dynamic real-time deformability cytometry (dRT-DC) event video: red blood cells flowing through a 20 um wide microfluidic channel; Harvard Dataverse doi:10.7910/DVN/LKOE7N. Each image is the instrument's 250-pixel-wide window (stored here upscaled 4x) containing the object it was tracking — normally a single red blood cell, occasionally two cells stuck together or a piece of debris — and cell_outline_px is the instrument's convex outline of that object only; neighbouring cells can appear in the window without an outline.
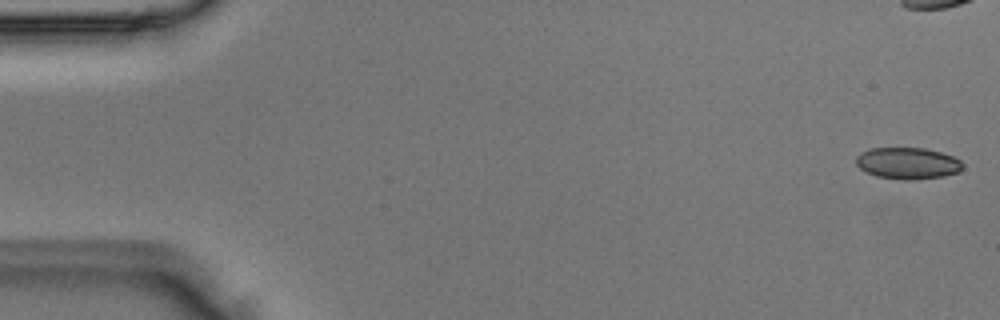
{"species": "Egyptian fruit bat (a non-hibernating species)", "species_latin": "Rousettus aegyptiacus", "temperature_condition": "room temperature", "stored_images_in_passage": 50, "camera_frame_rate_fps": 3000, "um_per_image_px": 0.085, "animal": {"sex": "male"}, "frame": {"image": 1, "passage_image": 1, "time_ms": 0.0, "image_size_px": [1000, 320], "cell_outline_px": [[964, 168], [960, 172], [944, 176], [916, 180], [900, 180], [876, 176], [860, 168], [856, 164], [856, 156], [860, 152], [872, 148], [924, 148], [940, 152], [952, 156], [960, 160], [964, 164]], "centroid_in_image_um": [77.18, 13.89], "position_along_channel_um": 7.8, "area_um2": 19.83}}
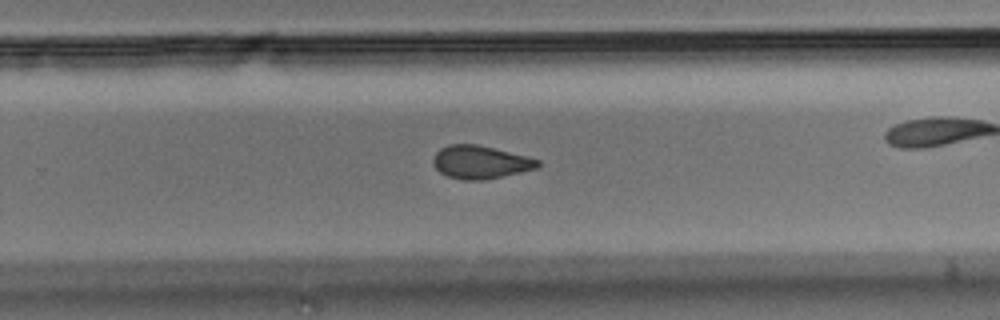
{"frame": {"image": 2, "passage_image": 32, "time_ms": 10.333, "image_size_px": [1000, 320], "cell_outline_px": [[540, 164], [536, 168], [520, 172], [484, 180], [464, 180], [448, 176], [440, 172], [436, 168], [432, 160], [436, 152], [440, 148], [448, 144], [476, 144], [528, 156], [540, 160]], "centroid_in_image_um": [40.82, 13.77], "position_along_channel_um": 289.0, "area_um2": 20.06}}
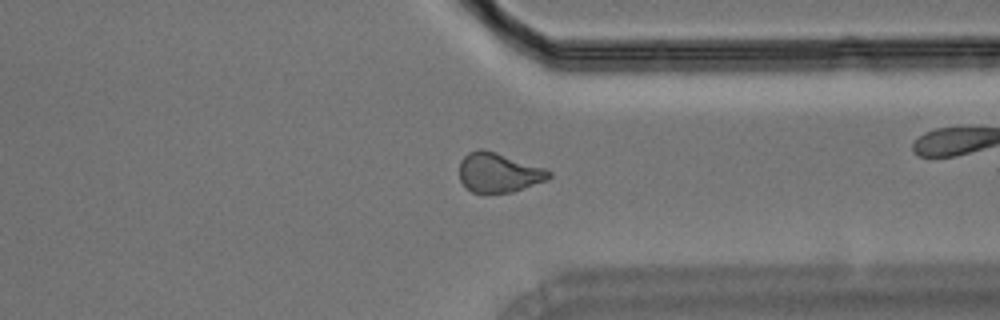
{"frame": {"image": 3, "passage_image": 38, "time_ms": 12.333, "image_size_px": [1000, 320], "cell_outline_px": [[552, 176], [548, 180], [512, 192], [472, 192], [460, 180], [460, 160], [468, 152], [480, 148], [484, 148], [544, 168], [552, 172]], "centroid_in_image_um": [42.39, 14.65], "position_along_channel_um": 369.0, "area_um2": 20.52}}